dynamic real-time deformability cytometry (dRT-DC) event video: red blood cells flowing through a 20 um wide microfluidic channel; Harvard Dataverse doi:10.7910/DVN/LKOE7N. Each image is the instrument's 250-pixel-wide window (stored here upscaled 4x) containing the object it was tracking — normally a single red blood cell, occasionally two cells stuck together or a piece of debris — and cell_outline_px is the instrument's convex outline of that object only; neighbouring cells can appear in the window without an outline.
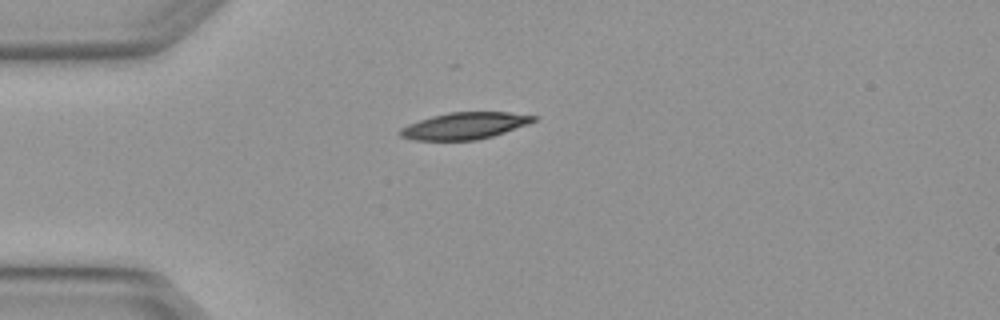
{"species": "Egyptian fruit bat (a non-hibernating species)", "species_latin": "Rousettus aegyptiacus", "temperature_condition": "warm", "stored_images_in_passage": 4, "camera_frame_rate_fps": 3000, "um_per_image_px": 0.085, "animal": {"sex": "female"}, "frame": {"image": 1, "passage_image": 4, "time_ms": 1.0, "image_size_px": [1000, 320], "cell_outline_px": [[540, 116], [536, 120], [528, 124], [492, 136], [476, 140], [412, 140], [400, 136], [396, 132], [400, 128], [408, 124], [432, 116], [448, 112], [508, 112]], "centroid_in_image_um": [39.48, 10.69], "position_along_channel_um": 45.5, "area_um2": 20.87}}